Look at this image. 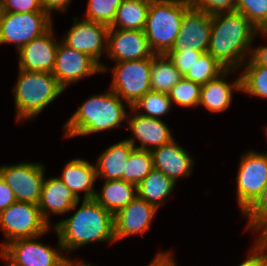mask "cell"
Returning <instances> with one entry per match:
<instances>
[{"label": "cell", "mask_w": 267, "mask_h": 266, "mask_svg": "<svg viewBox=\"0 0 267 266\" xmlns=\"http://www.w3.org/2000/svg\"><path fill=\"white\" fill-rule=\"evenodd\" d=\"M256 33V27L239 11L214 14L208 53L226 70L240 69L251 56L249 47Z\"/></svg>", "instance_id": "obj_1"}, {"label": "cell", "mask_w": 267, "mask_h": 266, "mask_svg": "<svg viewBox=\"0 0 267 266\" xmlns=\"http://www.w3.org/2000/svg\"><path fill=\"white\" fill-rule=\"evenodd\" d=\"M82 201V205L72 216L53 227L67 253L91 242H116L113 214L94 199Z\"/></svg>", "instance_id": "obj_2"}, {"label": "cell", "mask_w": 267, "mask_h": 266, "mask_svg": "<svg viewBox=\"0 0 267 266\" xmlns=\"http://www.w3.org/2000/svg\"><path fill=\"white\" fill-rule=\"evenodd\" d=\"M123 100L111 89L89 97L64 125L65 137L84 136L121 127L128 118Z\"/></svg>", "instance_id": "obj_3"}, {"label": "cell", "mask_w": 267, "mask_h": 266, "mask_svg": "<svg viewBox=\"0 0 267 266\" xmlns=\"http://www.w3.org/2000/svg\"><path fill=\"white\" fill-rule=\"evenodd\" d=\"M64 90L50 72L19 69L17 83L13 88L16 120L37 116Z\"/></svg>", "instance_id": "obj_4"}, {"label": "cell", "mask_w": 267, "mask_h": 266, "mask_svg": "<svg viewBox=\"0 0 267 266\" xmlns=\"http://www.w3.org/2000/svg\"><path fill=\"white\" fill-rule=\"evenodd\" d=\"M190 9L187 0L151 1L144 32L155 54H167L173 47L184 14Z\"/></svg>", "instance_id": "obj_5"}, {"label": "cell", "mask_w": 267, "mask_h": 266, "mask_svg": "<svg viewBox=\"0 0 267 266\" xmlns=\"http://www.w3.org/2000/svg\"><path fill=\"white\" fill-rule=\"evenodd\" d=\"M0 226L6 240L8 239L7 242L1 243L2 248L16 239L42 236L51 228L38 205L20 201L0 212Z\"/></svg>", "instance_id": "obj_6"}, {"label": "cell", "mask_w": 267, "mask_h": 266, "mask_svg": "<svg viewBox=\"0 0 267 266\" xmlns=\"http://www.w3.org/2000/svg\"><path fill=\"white\" fill-rule=\"evenodd\" d=\"M152 58L117 62L113 68L110 89L132 107L142 96L151 91L150 71Z\"/></svg>", "instance_id": "obj_7"}, {"label": "cell", "mask_w": 267, "mask_h": 266, "mask_svg": "<svg viewBox=\"0 0 267 266\" xmlns=\"http://www.w3.org/2000/svg\"><path fill=\"white\" fill-rule=\"evenodd\" d=\"M47 12H0V44L15 43L17 50L53 25Z\"/></svg>", "instance_id": "obj_8"}, {"label": "cell", "mask_w": 267, "mask_h": 266, "mask_svg": "<svg viewBox=\"0 0 267 266\" xmlns=\"http://www.w3.org/2000/svg\"><path fill=\"white\" fill-rule=\"evenodd\" d=\"M39 237L13 240L1 248L0 255L9 266H61L68 258L59 253L63 251L60 241L55 250L35 241Z\"/></svg>", "instance_id": "obj_9"}, {"label": "cell", "mask_w": 267, "mask_h": 266, "mask_svg": "<svg viewBox=\"0 0 267 266\" xmlns=\"http://www.w3.org/2000/svg\"><path fill=\"white\" fill-rule=\"evenodd\" d=\"M267 184V153L249 151L241 157L237 174V198L242 214Z\"/></svg>", "instance_id": "obj_10"}, {"label": "cell", "mask_w": 267, "mask_h": 266, "mask_svg": "<svg viewBox=\"0 0 267 266\" xmlns=\"http://www.w3.org/2000/svg\"><path fill=\"white\" fill-rule=\"evenodd\" d=\"M41 163H19L0 166V177L12 189L17 201L38 205L44 181Z\"/></svg>", "instance_id": "obj_11"}, {"label": "cell", "mask_w": 267, "mask_h": 266, "mask_svg": "<svg viewBox=\"0 0 267 266\" xmlns=\"http://www.w3.org/2000/svg\"><path fill=\"white\" fill-rule=\"evenodd\" d=\"M108 32L107 25L75 17L73 26L62 42L74 50L91 56L101 66L102 72H105L108 69L99 60L101 54L104 52L107 54Z\"/></svg>", "instance_id": "obj_12"}, {"label": "cell", "mask_w": 267, "mask_h": 266, "mask_svg": "<svg viewBox=\"0 0 267 266\" xmlns=\"http://www.w3.org/2000/svg\"><path fill=\"white\" fill-rule=\"evenodd\" d=\"M97 72H102L101 66L91 56L59 42L52 75L64 89Z\"/></svg>", "instance_id": "obj_13"}, {"label": "cell", "mask_w": 267, "mask_h": 266, "mask_svg": "<svg viewBox=\"0 0 267 266\" xmlns=\"http://www.w3.org/2000/svg\"><path fill=\"white\" fill-rule=\"evenodd\" d=\"M212 15L190 8L182 19L178 37L169 52L185 50L208 52Z\"/></svg>", "instance_id": "obj_14"}, {"label": "cell", "mask_w": 267, "mask_h": 266, "mask_svg": "<svg viewBox=\"0 0 267 266\" xmlns=\"http://www.w3.org/2000/svg\"><path fill=\"white\" fill-rule=\"evenodd\" d=\"M107 56L116 63L152 58V51L144 30L109 28Z\"/></svg>", "instance_id": "obj_15"}, {"label": "cell", "mask_w": 267, "mask_h": 266, "mask_svg": "<svg viewBox=\"0 0 267 266\" xmlns=\"http://www.w3.org/2000/svg\"><path fill=\"white\" fill-rule=\"evenodd\" d=\"M157 207L139 196L113 215L115 241L150 229Z\"/></svg>", "instance_id": "obj_16"}, {"label": "cell", "mask_w": 267, "mask_h": 266, "mask_svg": "<svg viewBox=\"0 0 267 266\" xmlns=\"http://www.w3.org/2000/svg\"><path fill=\"white\" fill-rule=\"evenodd\" d=\"M53 35L51 27L18 50L20 70L52 73L59 44Z\"/></svg>", "instance_id": "obj_17"}, {"label": "cell", "mask_w": 267, "mask_h": 266, "mask_svg": "<svg viewBox=\"0 0 267 266\" xmlns=\"http://www.w3.org/2000/svg\"><path fill=\"white\" fill-rule=\"evenodd\" d=\"M130 109L135 113L132 117L127 118V122L135 137L127 140L135 149L152 151L174 140L169 127L160 118L143 116L132 107ZM137 139L141 143L140 146L135 145Z\"/></svg>", "instance_id": "obj_18"}, {"label": "cell", "mask_w": 267, "mask_h": 266, "mask_svg": "<svg viewBox=\"0 0 267 266\" xmlns=\"http://www.w3.org/2000/svg\"><path fill=\"white\" fill-rule=\"evenodd\" d=\"M151 153L153 168L161 171L175 183L178 178L189 176L192 172L193 159L186 150L177 145L175 139L153 149Z\"/></svg>", "instance_id": "obj_19"}, {"label": "cell", "mask_w": 267, "mask_h": 266, "mask_svg": "<svg viewBox=\"0 0 267 266\" xmlns=\"http://www.w3.org/2000/svg\"><path fill=\"white\" fill-rule=\"evenodd\" d=\"M79 201L58 177L44 178L38 207L48 223L50 222L48 218L50 212L52 214H62L75 210Z\"/></svg>", "instance_id": "obj_20"}, {"label": "cell", "mask_w": 267, "mask_h": 266, "mask_svg": "<svg viewBox=\"0 0 267 266\" xmlns=\"http://www.w3.org/2000/svg\"><path fill=\"white\" fill-rule=\"evenodd\" d=\"M61 179L71 190L75 197L80 200V191H84L83 200L93 199L95 191L93 185L97 179L96 167L81 158L73 159L65 166Z\"/></svg>", "instance_id": "obj_21"}, {"label": "cell", "mask_w": 267, "mask_h": 266, "mask_svg": "<svg viewBox=\"0 0 267 266\" xmlns=\"http://www.w3.org/2000/svg\"><path fill=\"white\" fill-rule=\"evenodd\" d=\"M235 70H225L217 78L201 85L199 105H203L210 112L226 110L232 101V90L241 91V77L229 84L225 81V75Z\"/></svg>", "instance_id": "obj_22"}, {"label": "cell", "mask_w": 267, "mask_h": 266, "mask_svg": "<svg viewBox=\"0 0 267 266\" xmlns=\"http://www.w3.org/2000/svg\"><path fill=\"white\" fill-rule=\"evenodd\" d=\"M135 147L127 140L113 144L98 158L96 175L106 180H123L126 162Z\"/></svg>", "instance_id": "obj_23"}, {"label": "cell", "mask_w": 267, "mask_h": 266, "mask_svg": "<svg viewBox=\"0 0 267 266\" xmlns=\"http://www.w3.org/2000/svg\"><path fill=\"white\" fill-rule=\"evenodd\" d=\"M135 197H137L136 185L120 179L106 180L101 192H96L93 199L114 215Z\"/></svg>", "instance_id": "obj_24"}, {"label": "cell", "mask_w": 267, "mask_h": 266, "mask_svg": "<svg viewBox=\"0 0 267 266\" xmlns=\"http://www.w3.org/2000/svg\"><path fill=\"white\" fill-rule=\"evenodd\" d=\"M183 78L167 54H155L152 57L150 71L151 91L168 94Z\"/></svg>", "instance_id": "obj_25"}, {"label": "cell", "mask_w": 267, "mask_h": 266, "mask_svg": "<svg viewBox=\"0 0 267 266\" xmlns=\"http://www.w3.org/2000/svg\"><path fill=\"white\" fill-rule=\"evenodd\" d=\"M151 0H123L109 28L144 30Z\"/></svg>", "instance_id": "obj_26"}, {"label": "cell", "mask_w": 267, "mask_h": 266, "mask_svg": "<svg viewBox=\"0 0 267 266\" xmlns=\"http://www.w3.org/2000/svg\"><path fill=\"white\" fill-rule=\"evenodd\" d=\"M176 183L161 171L153 169L137 187V196L148 203L160 207L172 193Z\"/></svg>", "instance_id": "obj_27"}, {"label": "cell", "mask_w": 267, "mask_h": 266, "mask_svg": "<svg viewBox=\"0 0 267 266\" xmlns=\"http://www.w3.org/2000/svg\"><path fill=\"white\" fill-rule=\"evenodd\" d=\"M242 66L241 92L267 99V67L258 65L251 57Z\"/></svg>", "instance_id": "obj_28"}, {"label": "cell", "mask_w": 267, "mask_h": 266, "mask_svg": "<svg viewBox=\"0 0 267 266\" xmlns=\"http://www.w3.org/2000/svg\"><path fill=\"white\" fill-rule=\"evenodd\" d=\"M153 169L151 151L134 149L126 162L123 180L137 186Z\"/></svg>", "instance_id": "obj_29"}, {"label": "cell", "mask_w": 267, "mask_h": 266, "mask_svg": "<svg viewBox=\"0 0 267 266\" xmlns=\"http://www.w3.org/2000/svg\"><path fill=\"white\" fill-rule=\"evenodd\" d=\"M226 69L223 68L208 52L202 56L190 68L184 78L197 84L204 85L217 78Z\"/></svg>", "instance_id": "obj_30"}, {"label": "cell", "mask_w": 267, "mask_h": 266, "mask_svg": "<svg viewBox=\"0 0 267 266\" xmlns=\"http://www.w3.org/2000/svg\"><path fill=\"white\" fill-rule=\"evenodd\" d=\"M172 102L168 94L149 91L142 96L132 108L136 111L144 109L146 113H140L143 116L159 118L171 109Z\"/></svg>", "instance_id": "obj_31"}, {"label": "cell", "mask_w": 267, "mask_h": 266, "mask_svg": "<svg viewBox=\"0 0 267 266\" xmlns=\"http://www.w3.org/2000/svg\"><path fill=\"white\" fill-rule=\"evenodd\" d=\"M123 0H89L86 20L102 23L110 27L116 17L117 8Z\"/></svg>", "instance_id": "obj_32"}, {"label": "cell", "mask_w": 267, "mask_h": 266, "mask_svg": "<svg viewBox=\"0 0 267 266\" xmlns=\"http://www.w3.org/2000/svg\"><path fill=\"white\" fill-rule=\"evenodd\" d=\"M201 85L186 78H182L168 93L172 102L179 106H198Z\"/></svg>", "instance_id": "obj_33"}, {"label": "cell", "mask_w": 267, "mask_h": 266, "mask_svg": "<svg viewBox=\"0 0 267 266\" xmlns=\"http://www.w3.org/2000/svg\"><path fill=\"white\" fill-rule=\"evenodd\" d=\"M235 10L242 13L257 30L267 23V0H236Z\"/></svg>", "instance_id": "obj_34"}, {"label": "cell", "mask_w": 267, "mask_h": 266, "mask_svg": "<svg viewBox=\"0 0 267 266\" xmlns=\"http://www.w3.org/2000/svg\"><path fill=\"white\" fill-rule=\"evenodd\" d=\"M190 8L210 15L235 11L236 0H187Z\"/></svg>", "instance_id": "obj_35"}, {"label": "cell", "mask_w": 267, "mask_h": 266, "mask_svg": "<svg viewBox=\"0 0 267 266\" xmlns=\"http://www.w3.org/2000/svg\"><path fill=\"white\" fill-rule=\"evenodd\" d=\"M203 52L194 50H185L180 52H168V57L173 61L174 66L184 77L190 68L202 56Z\"/></svg>", "instance_id": "obj_36"}, {"label": "cell", "mask_w": 267, "mask_h": 266, "mask_svg": "<svg viewBox=\"0 0 267 266\" xmlns=\"http://www.w3.org/2000/svg\"><path fill=\"white\" fill-rule=\"evenodd\" d=\"M0 12H45L40 0H0Z\"/></svg>", "instance_id": "obj_37"}, {"label": "cell", "mask_w": 267, "mask_h": 266, "mask_svg": "<svg viewBox=\"0 0 267 266\" xmlns=\"http://www.w3.org/2000/svg\"><path fill=\"white\" fill-rule=\"evenodd\" d=\"M264 213H267V184L264 186L257 200L243 213V215L247 216L249 219L247 227Z\"/></svg>", "instance_id": "obj_38"}, {"label": "cell", "mask_w": 267, "mask_h": 266, "mask_svg": "<svg viewBox=\"0 0 267 266\" xmlns=\"http://www.w3.org/2000/svg\"><path fill=\"white\" fill-rule=\"evenodd\" d=\"M248 228L252 231H261L253 248L267 251V213L261 214Z\"/></svg>", "instance_id": "obj_39"}, {"label": "cell", "mask_w": 267, "mask_h": 266, "mask_svg": "<svg viewBox=\"0 0 267 266\" xmlns=\"http://www.w3.org/2000/svg\"><path fill=\"white\" fill-rule=\"evenodd\" d=\"M17 200L14 196L12 189L9 185L0 177V212Z\"/></svg>", "instance_id": "obj_40"}, {"label": "cell", "mask_w": 267, "mask_h": 266, "mask_svg": "<svg viewBox=\"0 0 267 266\" xmlns=\"http://www.w3.org/2000/svg\"><path fill=\"white\" fill-rule=\"evenodd\" d=\"M248 257L239 266H267V252L251 249Z\"/></svg>", "instance_id": "obj_41"}, {"label": "cell", "mask_w": 267, "mask_h": 266, "mask_svg": "<svg viewBox=\"0 0 267 266\" xmlns=\"http://www.w3.org/2000/svg\"><path fill=\"white\" fill-rule=\"evenodd\" d=\"M71 0H40L42 9L50 15L52 10L66 11Z\"/></svg>", "instance_id": "obj_42"}, {"label": "cell", "mask_w": 267, "mask_h": 266, "mask_svg": "<svg viewBox=\"0 0 267 266\" xmlns=\"http://www.w3.org/2000/svg\"><path fill=\"white\" fill-rule=\"evenodd\" d=\"M170 252L158 253L148 266H176Z\"/></svg>", "instance_id": "obj_43"}, {"label": "cell", "mask_w": 267, "mask_h": 266, "mask_svg": "<svg viewBox=\"0 0 267 266\" xmlns=\"http://www.w3.org/2000/svg\"><path fill=\"white\" fill-rule=\"evenodd\" d=\"M258 65L267 67V46L258 47L252 50L250 56Z\"/></svg>", "instance_id": "obj_44"}, {"label": "cell", "mask_w": 267, "mask_h": 266, "mask_svg": "<svg viewBox=\"0 0 267 266\" xmlns=\"http://www.w3.org/2000/svg\"><path fill=\"white\" fill-rule=\"evenodd\" d=\"M258 32L261 33V35L266 36L267 35V23H265L259 30Z\"/></svg>", "instance_id": "obj_45"}, {"label": "cell", "mask_w": 267, "mask_h": 266, "mask_svg": "<svg viewBox=\"0 0 267 266\" xmlns=\"http://www.w3.org/2000/svg\"><path fill=\"white\" fill-rule=\"evenodd\" d=\"M73 266H93V265L82 263V262L80 263L75 260V262H73Z\"/></svg>", "instance_id": "obj_46"}, {"label": "cell", "mask_w": 267, "mask_h": 266, "mask_svg": "<svg viewBox=\"0 0 267 266\" xmlns=\"http://www.w3.org/2000/svg\"><path fill=\"white\" fill-rule=\"evenodd\" d=\"M61 266H73V261L68 258Z\"/></svg>", "instance_id": "obj_47"}]
</instances>
